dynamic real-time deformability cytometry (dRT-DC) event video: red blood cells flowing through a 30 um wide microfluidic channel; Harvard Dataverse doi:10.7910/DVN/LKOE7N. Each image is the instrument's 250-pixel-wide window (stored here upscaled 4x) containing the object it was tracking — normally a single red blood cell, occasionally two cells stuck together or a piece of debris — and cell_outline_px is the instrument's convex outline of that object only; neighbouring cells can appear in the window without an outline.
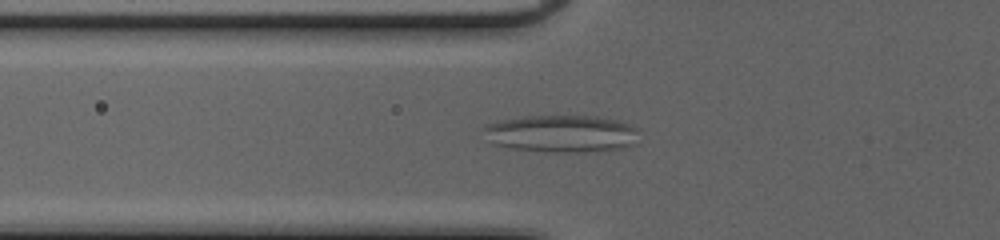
{"species": "common noctule bat (a hibernating species)", "species_latin": "Nyctalus noctula", "temperature_condition": "cold", "stored_images_in_passage": 47, "camera_frame_rate_fps": 3000, "um_per_image_px": 0.085, "animal": {"sex": "female", "body_mass_g": 20.0, "forearm_length_mm": 54.0}, "frame": {"image": 1, "passage_image": 14, "time_ms": 4.333, "image_size_px": [1000, 240], "cell_outline_px": [[640, 128], [636, 144], [624, 148], [588, 152], [552, 152], [508, 148], [492, 144], [484, 128], [484, 124], [500, 120], [524, 116], [596, 116], [620, 120], [632, 124]], "centroid_in_image_um": [47.81, 11.36], "position_along_channel_um": 78.0, "area_um2": 34.33}}
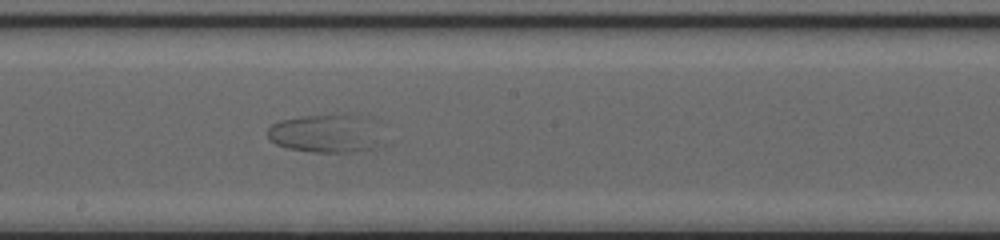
{"frame": {"image": 2, "passage_image": 25, "time_ms": 8.0, "image_size_px": [1000, 240], "cell_outline_px": [[376, 148], [352, 152], [312, 152], [288, 148], [276, 144], [268, 136], [268, 128], [272, 124], [280, 120], [300, 116], [344, 112], [348, 112], [360, 116]], "centroid_in_image_um": [27.42, 11.33], "position_along_channel_um": 220.8, "area_um2": 24.33}}
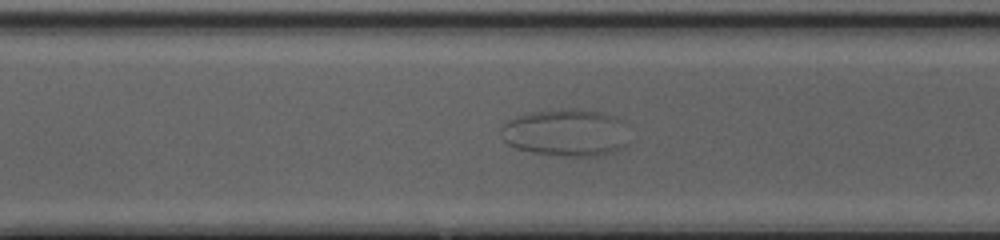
{"frame": {"image": 3, "passage_image": 33, "time_ms": 10.667, "image_size_px": [1000, 240], "cell_outline_px": [[628, 144], [624, 148], [612, 152], [596, 156], [560, 156], [532, 152], [516, 148], [508, 144], [504, 140], [500, 132], [500, 128], [508, 120], [516, 116], [532, 112], [564, 108], [600, 112], [616, 116], [624, 120], [628, 124]], "centroid_in_image_um": [48.16, 11.28], "position_along_channel_um": 322.4, "area_um2": 35.84}}